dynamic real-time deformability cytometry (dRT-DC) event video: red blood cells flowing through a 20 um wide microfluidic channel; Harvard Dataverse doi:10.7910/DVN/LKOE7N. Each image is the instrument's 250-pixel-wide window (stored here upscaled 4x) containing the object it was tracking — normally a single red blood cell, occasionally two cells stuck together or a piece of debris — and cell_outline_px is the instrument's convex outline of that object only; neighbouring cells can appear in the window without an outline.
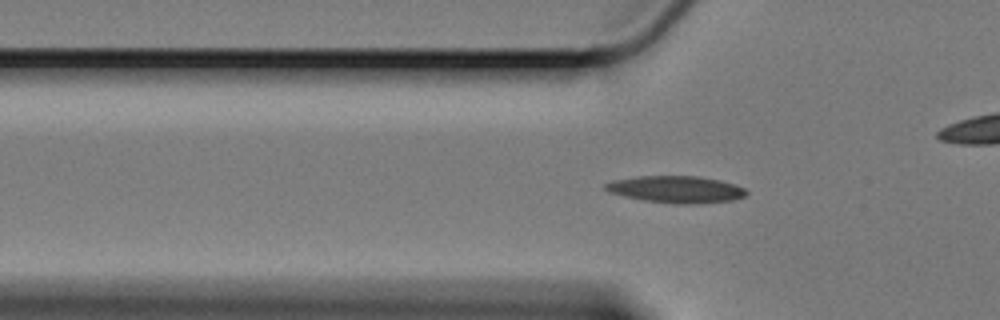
{"species": "Egyptian fruit bat (a non-hibernating species)", "species_latin": "Rousettus aegyptiacus", "temperature_condition": "cold", "stored_images_in_passage": 58, "camera_frame_rate_fps": 3000, "um_per_image_px": 0.085, "animal": {"sex": "female"}, "frame": {"image": 1, "passage_image": 19, "time_ms": 6.0, "image_size_px": [1000, 320], "cell_outline_px": [[748, 192], [744, 196], [732, 200], [700, 204], [676, 204], [644, 200], [624, 196], [608, 192], [604, 188], [604, 184], [612, 180], [636, 176], [700, 176], [720, 180], [736, 184], [744, 188]], "centroid_in_image_um": [57.47, 16.09], "position_along_channel_um": 68.3, "area_um2": 22.31}}
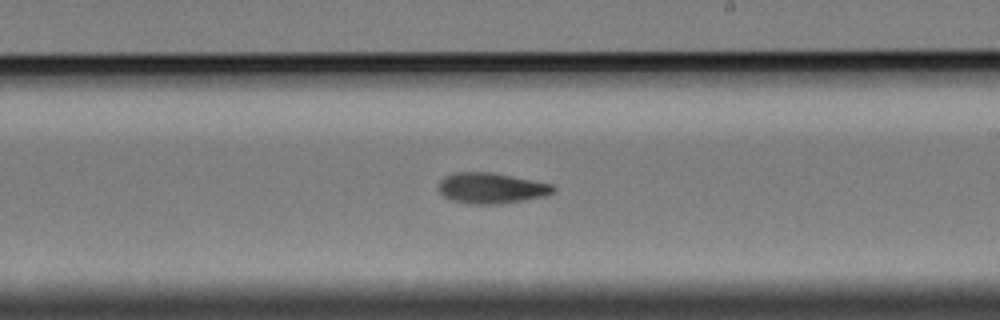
{"frame": {"image": 2, "passage_image": 35, "time_ms": 11.333, "image_size_px": [1000, 320], "cell_outline_px": [[556, 188], [552, 192], [544, 196], [524, 200], [500, 204], [472, 204], [452, 200], [444, 196], [440, 192], [440, 180], [444, 176], [456, 172], [492, 172], [552, 184]], "centroid_in_image_um": [41.75, 15.99], "position_along_channel_um": 247.2, "area_um2": 20.35}}
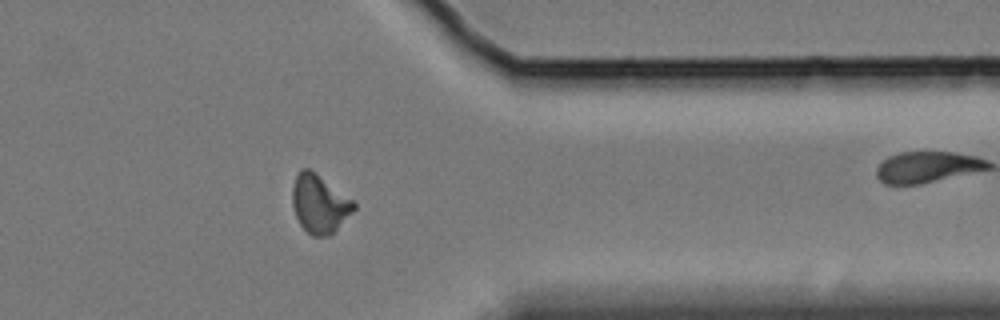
{"frame": {"image": 3, "passage_image": 48, "time_ms": 15.667, "image_size_px": [1000, 320], "cell_outline_px": [[356, 208], [328, 236], [312, 236], [300, 224], [296, 216], [292, 204], [292, 188], [296, 176], [300, 168], [308, 168], [356, 200]], "centroid_in_image_um": [27.16, 17.3], "position_along_channel_um": 384.2, "area_um2": 20.81}}